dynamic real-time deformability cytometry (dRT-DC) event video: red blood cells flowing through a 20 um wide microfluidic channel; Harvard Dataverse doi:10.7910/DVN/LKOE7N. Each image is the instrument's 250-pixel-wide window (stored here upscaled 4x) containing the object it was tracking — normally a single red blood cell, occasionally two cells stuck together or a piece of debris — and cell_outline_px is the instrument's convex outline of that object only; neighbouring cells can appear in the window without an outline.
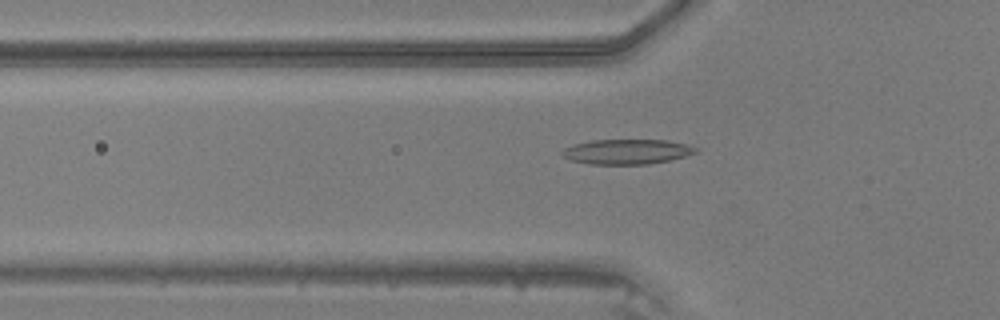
{"species": "common noctule bat (a hibernating species)", "species_latin": "Nyctalus noctula", "temperature_condition": "warm", "stored_images_in_passage": 39, "camera_frame_rate_fps": 3000, "um_per_image_px": 0.085, "animal": {"sex": "male", "body_mass_g": 20.5, "forearm_length_mm": 52.5}, "frame": {"image": 1, "passage_image": 8, "time_ms": 2.333, "image_size_px": [1000, 320], "cell_outline_px": [[696, 152], [684, 156], [668, 160], [648, 164], [588, 164], [572, 160], [564, 156], [560, 152], [564, 148], [572, 144], [592, 140], [668, 140], [684, 144], [696, 148]], "centroid_in_image_um": [53.22, 12.89], "position_along_channel_um": 72.6, "area_um2": 19.19}}
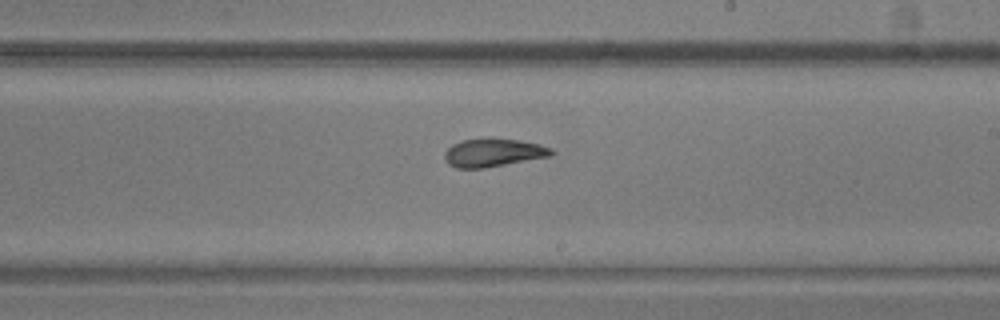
{"frame": {"image": 2, "passage_image": 20, "time_ms": 6.333, "image_size_px": [1000, 320], "cell_outline_px": [[556, 152], [552, 156], [484, 168], [456, 168], [448, 164], [444, 160], [444, 152], [452, 144], [464, 140], [492, 136], [540, 144], [552, 148]], "centroid_in_image_um": [41.94, 12.96], "position_along_channel_um": 247.1, "area_um2": 17.98}}
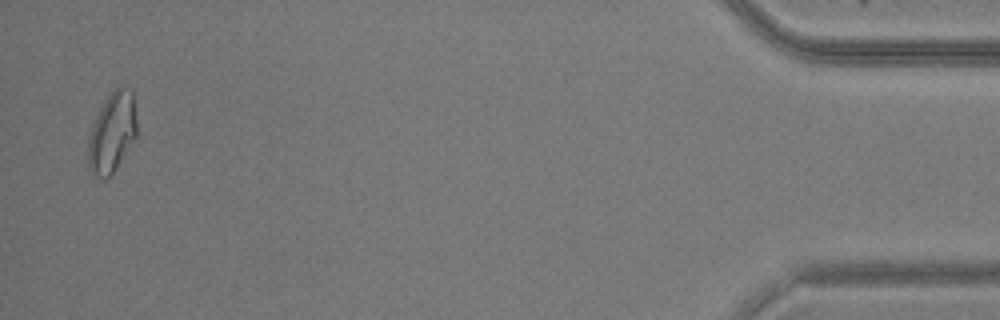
{"frame": {"image": 3, "passage_image": 38, "time_ms": 12.333, "image_size_px": [1000, 320], "cell_outline_px": [[136, 136], [116, 168], [104, 180], [96, 176], [88, 168], [88, 140], [92, 124], [104, 100], [116, 88], [132, 88], [136, 116]], "centroid_in_image_um": [9.52, 11.26], "position_along_channel_um": 425.7, "area_um2": 22.48}}